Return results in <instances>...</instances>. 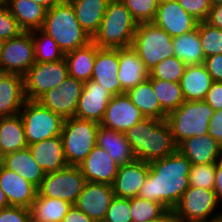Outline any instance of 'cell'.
Listing matches in <instances>:
<instances>
[{"label": "cell", "instance_id": "60d3db41", "mask_svg": "<svg viewBox=\"0 0 222 222\" xmlns=\"http://www.w3.org/2000/svg\"><path fill=\"white\" fill-rule=\"evenodd\" d=\"M126 139L132 147L136 159L146 162L148 139V118L135 124L125 132Z\"/></svg>", "mask_w": 222, "mask_h": 222}, {"label": "cell", "instance_id": "6da1fadb", "mask_svg": "<svg viewBox=\"0 0 222 222\" xmlns=\"http://www.w3.org/2000/svg\"><path fill=\"white\" fill-rule=\"evenodd\" d=\"M191 162L178 149L171 155L149 162V172L138 197L173 209L190 186Z\"/></svg>", "mask_w": 222, "mask_h": 222}, {"label": "cell", "instance_id": "484cf974", "mask_svg": "<svg viewBox=\"0 0 222 222\" xmlns=\"http://www.w3.org/2000/svg\"><path fill=\"white\" fill-rule=\"evenodd\" d=\"M96 145L102 147L119 166L129 164L136 159L125 133L99 125Z\"/></svg>", "mask_w": 222, "mask_h": 222}, {"label": "cell", "instance_id": "91938a15", "mask_svg": "<svg viewBox=\"0 0 222 222\" xmlns=\"http://www.w3.org/2000/svg\"><path fill=\"white\" fill-rule=\"evenodd\" d=\"M212 6L213 5H218V4H221L222 3V0H210Z\"/></svg>", "mask_w": 222, "mask_h": 222}, {"label": "cell", "instance_id": "e0dca14e", "mask_svg": "<svg viewBox=\"0 0 222 222\" xmlns=\"http://www.w3.org/2000/svg\"><path fill=\"white\" fill-rule=\"evenodd\" d=\"M113 95L93 80L85 81L75 117L101 123Z\"/></svg>", "mask_w": 222, "mask_h": 222}, {"label": "cell", "instance_id": "30bf717a", "mask_svg": "<svg viewBox=\"0 0 222 222\" xmlns=\"http://www.w3.org/2000/svg\"><path fill=\"white\" fill-rule=\"evenodd\" d=\"M69 76L65 57L54 62H35L24 75L27 100H38L47 91L58 87Z\"/></svg>", "mask_w": 222, "mask_h": 222}, {"label": "cell", "instance_id": "d6a6232c", "mask_svg": "<svg viewBox=\"0 0 222 222\" xmlns=\"http://www.w3.org/2000/svg\"><path fill=\"white\" fill-rule=\"evenodd\" d=\"M126 94L131 102L140 109L145 118L166 120L167 114L162 110L154 93L150 77L128 90Z\"/></svg>", "mask_w": 222, "mask_h": 222}, {"label": "cell", "instance_id": "f546056e", "mask_svg": "<svg viewBox=\"0 0 222 222\" xmlns=\"http://www.w3.org/2000/svg\"><path fill=\"white\" fill-rule=\"evenodd\" d=\"M7 7L23 31L41 29L47 9L31 0H9Z\"/></svg>", "mask_w": 222, "mask_h": 222}, {"label": "cell", "instance_id": "e575fe53", "mask_svg": "<svg viewBox=\"0 0 222 222\" xmlns=\"http://www.w3.org/2000/svg\"><path fill=\"white\" fill-rule=\"evenodd\" d=\"M174 56L186 65L203 64L205 56L197 27L181 36L173 38Z\"/></svg>", "mask_w": 222, "mask_h": 222}, {"label": "cell", "instance_id": "b9f144b4", "mask_svg": "<svg viewBox=\"0 0 222 222\" xmlns=\"http://www.w3.org/2000/svg\"><path fill=\"white\" fill-rule=\"evenodd\" d=\"M130 11L137 23L153 22L159 0H120Z\"/></svg>", "mask_w": 222, "mask_h": 222}, {"label": "cell", "instance_id": "5bb4252c", "mask_svg": "<svg viewBox=\"0 0 222 222\" xmlns=\"http://www.w3.org/2000/svg\"><path fill=\"white\" fill-rule=\"evenodd\" d=\"M153 22L172 38L194 30L198 24V21L183 10L177 0L159 1Z\"/></svg>", "mask_w": 222, "mask_h": 222}, {"label": "cell", "instance_id": "f5cc1de1", "mask_svg": "<svg viewBox=\"0 0 222 222\" xmlns=\"http://www.w3.org/2000/svg\"><path fill=\"white\" fill-rule=\"evenodd\" d=\"M206 22L211 26L222 29V3L212 6Z\"/></svg>", "mask_w": 222, "mask_h": 222}, {"label": "cell", "instance_id": "7dc6e473", "mask_svg": "<svg viewBox=\"0 0 222 222\" xmlns=\"http://www.w3.org/2000/svg\"><path fill=\"white\" fill-rule=\"evenodd\" d=\"M30 209L25 207L10 206L0 209V222H30Z\"/></svg>", "mask_w": 222, "mask_h": 222}, {"label": "cell", "instance_id": "8992f818", "mask_svg": "<svg viewBox=\"0 0 222 222\" xmlns=\"http://www.w3.org/2000/svg\"><path fill=\"white\" fill-rule=\"evenodd\" d=\"M99 125L76 117L64 120L60 136L69 166H78L96 146Z\"/></svg>", "mask_w": 222, "mask_h": 222}, {"label": "cell", "instance_id": "6125c7cd", "mask_svg": "<svg viewBox=\"0 0 222 222\" xmlns=\"http://www.w3.org/2000/svg\"><path fill=\"white\" fill-rule=\"evenodd\" d=\"M9 0H0V4H7Z\"/></svg>", "mask_w": 222, "mask_h": 222}, {"label": "cell", "instance_id": "6f0895ef", "mask_svg": "<svg viewBox=\"0 0 222 222\" xmlns=\"http://www.w3.org/2000/svg\"><path fill=\"white\" fill-rule=\"evenodd\" d=\"M10 207L8 198L2 188L0 187V209Z\"/></svg>", "mask_w": 222, "mask_h": 222}, {"label": "cell", "instance_id": "d590c367", "mask_svg": "<svg viewBox=\"0 0 222 222\" xmlns=\"http://www.w3.org/2000/svg\"><path fill=\"white\" fill-rule=\"evenodd\" d=\"M151 84L162 110L167 115L185 102L179 82L151 79Z\"/></svg>", "mask_w": 222, "mask_h": 222}, {"label": "cell", "instance_id": "ba28073f", "mask_svg": "<svg viewBox=\"0 0 222 222\" xmlns=\"http://www.w3.org/2000/svg\"><path fill=\"white\" fill-rule=\"evenodd\" d=\"M19 114L28 145L61 135L64 119L39 101L26 99Z\"/></svg>", "mask_w": 222, "mask_h": 222}, {"label": "cell", "instance_id": "83f0119b", "mask_svg": "<svg viewBox=\"0 0 222 222\" xmlns=\"http://www.w3.org/2000/svg\"><path fill=\"white\" fill-rule=\"evenodd\" d=\"M4 167L25 178L37 189L46 174L35 161L28 147L5 154Z\"/></svg>", "mask_w": 222, "mask_h": 222}, {"label": "cell", "instance_id": "ab89813d", "mask_svg": "<svg viewBox=\"0 0 222 222\" xmlns=\"http://www.w3.org/2000/svg\"><path fill=\"white\" fill-rule=\"evenodd\" d=\"M186 64L177 57H169L159 62L149 71L151 79H161L169 82H179L184 74Z\"/></svg>", "mask_w": 222, "mask_h": 222}, {"label": "cell", "instance_id": "816d5d0a", "mask_svg": "<svg viewBox=\"0 0 222 222\" xmlns=\"http://www.w3.org/2000/svg\"><path fill=\"white\" fill-rule=\"evenodd\" d=\"M62 222H96V221L87 216L75 205H72L69 211L62 219Z\"/></svg>", "mask_w": 222, "mask_h": 222}, {"label": "cell", "instance_id": "bcb514c9", "mask_svg": "<svg viewBox=\"0 0 222 222\" xmlns=\"http://www.w3.org/2000/svg\"><path fill=\"white\" fill-rule=\"evenodd\" d=\"M180 6L196 21H206L212 8L210 0H177Z\"/></svg>", "mask_w": 222, "mask_h": 222}, {"label": "cell", "instance_id": "d4e9b609", "mask_svg": "<svg viewBox=\"0 0 222 222\" xmlns=\"http://www.w3.org/2000/svg\"><path fill=\"white\" fill-rule=\"evenodd\" d=\"M148 78L149 71L137 52L131 46L119 48L118 79L123 88V94Z\"/></svg>", "mask_w": 222, "mask_h": 222}, {"label": "cell", "instance_id": "277c9868", "mask_svg": "<svg viewBox=\"0 0 222 222\" xmlns=\"http://www.w3.org/2000/svg\"><path fill=\"white\" fill-rule=\"evenodd\" d=\"M213 113V108L204 100L185 101L169 113L166 121L171 128L176 146L191 137L206 135Z\"/></svg>", "mask_w": 222, "mask_h": 222}, {"label": "cell", "instance_id": "9f6ffc18", "mask_svg": "<svg viewBox=\"0 0 222 222\" xmlns=\"http://www.w3.org/2000/svg\"><path fill=\"white\" fill-rule=\"evenodd\" d=\"M37 4L42 5L47 10L55 6L56 4L60 3L62 0H31Z\"/></svg>", "mask_w": 222, "mask_h": 222}, {"label": "cell", "instance_id": "f1b7e54d", "mask_svg": "<svg viewBox=\"0 0 222 222\" xmlns=\"http://www.w3.org/2000/svg\"><path fill=\"white\" fill-rule=\"evenodd\" d=\"M75 11L77 21L93 38L98 32L110 0H68Z\"/></svg>", "mask_w": 222, "mask_h": 222}, {"label": "cell", "instance_id": "680465c9", "mask_svg": "<svg viewBox=\"0 0 222 222\" xmlns=\"http://www.w3.org/2000/svg\"><path fill=\"white\" fill-rule=\"evenodd\" d=\"M3 167H4V155L0 151V171L3 169Z\"/></svg>", "mask_w": 222, "mask_h": 222}, {"label": "cell", "instance_id": "94428289", "mask_svg": "<svg viewBox=\"0 0 222 222\" xmlns=\"http://www.w3.org/2000/svg\"><path fill=\"white\" fill-rule=\"evenodd\" d=\"M4 41H5V40H3L2 38H0V56H1L2 49H3Z\"/></svg>", "mask_w": 222, "mask_h": 222}, {"label": "cell", "instance_id": "4dcf8cb0", "mask_svg": "<svg viewBox=\"0 0 222 222\" xmlns=\"http://www.w3.org/2000/svg\"><path fill=\"white\" fill-rule=\"evenodd\" d=\"M28 147L20 114L0 117V151L3 155Z\"/></svg>", "mask_w": 222, "mask_h": 222}, {"label": "cell", "instance_id": "9a60e30c", "mask_svg": "<svg viewBox=\"0 0 222 222\" xmlns=\"http://www.w3.org/2000/svg\"><path fill=\"white\" fill-rule=\"evenodd\" d=\"M118 72L119 49L99 48L96 45V58L91 80L100 84L113 96L123 94Z\"/></svg>", "mask_w": 222, "mask_h": 222}, {"label": "cell", "instance_id": "4316f807", "mask_svg": "<svg viewBox=\"0 0 222 222\" xmlns=\"http://www.w3.org/2000/svg\"><path fill=\"white\" fill-rule=\"evenodd\" d=\"M213 82L204 64L187 65L180 81L185 101L204 100Z\"/></svg>", "mask_w": 222, "mask_h": 222}, {"label": "cell", "instance_id": "f35d334b", "mask_svg": "<svg viewBox=\"0 0 222 222\" xmlns=\"http://www.w3.org/2000/svg\"><path fill=\"white\" fill-rule=\"evenodd\" d=\"M167 208L161 203H156L139 197L130 199V213L132 222H148L159 217Z\"/></svg>", "mask_w": 222, "mask_h": 222}, {"label": "cell", "instance_id": "db71d44e", "mask_svg": "<svg viewBox=\"0 0 222 222\" xmlns=\"http://www.w3.org/2000/svg\"><path fill=\"white\" fill-rule=\"evenodd\" d=\"M217 201L222 205V160L218 161L215 166V179L213 188Z\"/></svg>", "mask_w": 222, "mask_h": 222}, {"label": "cell", "instance_id": "11a10c76", "mask_svg": "<svg viewBox=\"0 0 222 222\" xmlns=\"http://www.w3.org/2000/svg\"><path fill=\"white\" fill-rule=\"evenodd\" d=\"M180 219L177 217L175 211L173 209H167L163 214L159 217L150 220L148 222H178Z\"/></svg>", "mask_w": 222, "mask_h": 222}, {"label": "cell", "instance_id": "7a4b0ae2", "mask_svg": "<svg viewBox=\"0 0 222 222\" xmlns=\"http://www.w3.org/2000/svg\"><path fill=\"white\" fill-rule=\"evenodd\" d=\"M41 30L58 44L65 54L92 41L77 21L72 4L62 0L46 12Z\"/></svg>", "mask_w": 222, "mask_h": 222}, {"label": "cell", "instance_id": "cb8c5ba5", "mask_svg": "<svg viewBox=\"0 0 222 222\" xmlns=\"http://www.w3.org/2000/svg\"><path fill=\"white\" fill-rule=\"evenodd\" d=\"M25 101L24 76L2 73L0 75V117L19 114Z\"/></svg>", "mask_w": 222, "mask_h": 222}, {"label": "cell", "instance_id": "f6af8a7d", "mask_svg": "<svg viewBox=\"0 0 222 222\" xmlns=\"http://www.w3.org/2000/svg\"><path fill=\"white\" fill-rule=\"evenodd\" d=\"M23 30L12 16L6 4H0V38L8 40L17 37Z\"/></svg>", "mask_w": 222, "mask_h": 222}, {"label": "cell", "instance_id": "ac0fdd59", "mask_svg": "<svg viewBox=\"0 0 222 222\" xmlns=\"http://www.w3.org/2000/svg\"><path fill=\"white\" fill-rule=\"evenodd\" d=\"M87 182L112 185L119 165L100 146L96 145L78 165Z\"/></svg>", "mask_w": 222, "mask_h": 222}, {"label": "cell", "instance_id": "8fae6325", "mask_svg": "<svg viewBox=\"0 0 222 222\" xmlns=\"http://www.w3.org/2000/svg\"><path fill=\"white\" fill-rule=\"evenodd\" d=\"M35 62L32 31H23L17 37L4 41L0 56L3 73L24 76Z\"/></svg>", "mask_w": 222, "mask_h": 222}, {"label": "cell", "instance_id": "ffe728a7", "mask_svg": "<svg viewBox=\"0 0 222 222\" xmlns=\"http://www.w3.org/2000/svg\"><path fill=\"white\" fill-rule=\"evenodd\" d=\"M177 150L171 128L166 120L148 118L146 162L165 158Z\"/></svg>", "mask_w": 222, "mask_h": 222}, {"label": "cell", "instance_id": "2e32d148", "mask_svg": "<svg viewBox=\"0 0 222 222\" xmlns=\"http://www.w3.org/2000/svg\"><path fill=\"white\" fill-rule=\"evenodd\" d=\"M113 197L112 185L86 182L74 205L96 222H103Z\"/></svg>", "mask_w": 222, "mask_h": 222}, {"label": "cell", "instance_id": "74e56055", "mask_svg": "<svg viewBox=\"0 0 222 222\" xmlns=\"http://www.w3.org/2000/svg\"><path fill=\"white\" fill-rule=\"evenodd\" d=\"M197 29L205 58L222 54V29L211 26L206 21L198 22Z\"/></svg>", "mask_w": 222, "mask_h": 222}, {"label": "cell", "instance_id": "603a6c76", "mask_svg": "<svg viewBox=\"0 0 222 222\" xmlns=\"http://www.w3.org/2000/svg\"><path fill=\"white\" fill-rule=\"evenodd\" d=\"M28 148L35 161L45 173L62 170L69 166L64 155L61 136L29 144Z\"/></svg>", "mask_w": 222, "mask_h": 222}, {"label": "cell", "instance_id": "c3c4849f", "mask_svg": "<svg viewBox=\"0 0 222 222\" xmlns=\"http://www.w3.org/2000/svg\"><path fill=\"white\" fill-rule=\"evenodd\" d=\"M203 64L214 82H222V54L206 57Z\"/></svg>", "mask_w": 222, "mask_h": 222}, {"label": "cell", "instance_id": "7bdbcfd3", "mask_svg": "<svg viewBox=\"0 0 222 222\" xmlns=\"http://www.w3.org/2000/svg\"><path fill=\"white\" fill-rule=\"evenodd\" d=\"M216 163L217 162L199 165L191 164L189 173L190 186L204 189H213Z\"/></svg>", "mask_w": 222, "mask_h": 222}, {"label": "cell", "instance_id": "1f68e13d", "mask_svg": "<svg viewBox=\"0 0 222 222\" xmlns=\"http://www.w3.org/2000/svg\"><path fill=\"white\" fill-rule=\"evenodd\" d=\"M95 58L96 44L93 41L83 47L65 53L69 76L83 82L89 81L92 77Z\"/></svg>", "mask_w": 222, "mask_h": 222}, {"label": "cell", "instance_id": "44dd1931", "mask_svg": "<svg viewBox=\"0 0 222 222\" xmlns=\"http://www.w3.org/2000/svg\"><path fill=\"white\" fill-rule=\"evenodd\" d=\"M0 187L6 194L10 206L28 209H30L38 193L33 184L5 167L0 171Z\"/></svg>", "mask_w": 222, "mask_h": 222}, {"label": "cell", "instance_id": "d6986e66", "mask_svg": "<svg viewBox=\"0 0 222 222\" xmlns=\"http://www.w3.org/2000/svg\"><path fill=\"white\" fill-rule=\"evenodd\" d=\"M149 172V163L135 159L129 164L119 166L112 184L114 196L131 199L138 197Z\"/></svg>", "mask_w": 222, "mask_h": 222}, {"label": "cell", "instance_id": "8d00e7d4", "mask_svg": "<svg viewBox=\"0 0 222 222\" xmlns=\"http://www.w3.org/2000/svg\"><path fill=\"white\" fill-rule=\"evenodd\" d=\"M36 62H54L65 57L58 44L41 29L32 31Z\"/></svg>", "mask_w": 222, "mask_h": 222}, {"label": "cell", "instance_id": "4fadbf2b", "mask_svg": "<svg viewBox=\"0 0 222 222\" xmlns=\"http://www.w3.org/2000/svg\"><path fill=\"white\" fill-rule=\"evenodd\" d=\"M144 118L140 109L135 106L128 95L124 93L112 97L100 125L125 133Z\"/></svg>", "mask_w": 222, "mask_h": 222}, {"label": "cell", "instance_id": "5b68a950", "mask_svg": "<svg viewBox=\"0 0 222 222\" xmlns=\"http://www.w3.org/2000/svg\"><path fill=\"white\" fill-rule=\"evenodd\" d=\"M131 47L148 71L164 59L174 57L173 38L154 22L138 23Z\"/></svg>", "mask_w": 222, "mask_h": 222}, {"label": "cell", "instance_id": "f907efd6", "mask_svg": "<svg viewBox=\"0 0 222 222\" xmlns=\"http://www.w3.org/2000/svg\"><path fill=\"white\" fill-rule=\"evenodd\" d=\"M208 126V134L222 147V110L214 111Z\"/></svg>", "mask_w": 222, "mask_h": 222}, {"label": "cell", "instance_id": "7c38bea8", "mask_svg": "<svg viewBox=\"0 0 222 222\" xmlns=\"http://www.w3.org/2000/svg\"><path fill=\"white\" fill-rule=\"evenodd\" d=\"M84 82L68 76L58 87L47 91L37 101L64 120L75 117Z\"/></svg>", "mask_w": 222, "mask_h": 222}, {"label": "cell", "instance_id": "9c48e42d", "mask_svg": "<svg viewBox=\"0 0 222 222\" xmlns=\"http://www.w3.org/2000/svg\"><path fill=\"white\" fill-rule=\"evenodd\" d=\"M86 182L78 166H67L62 170L46 173L37 194L42 197L58 198L74 205Z\"/></svg>", "mask_w": 222, "mask_h": 222}, {"label": "cell", "instance_id": "3957f363", "mask_svg": "<svg viewBox=\"0 0 222 222\" xmlns=\"http://www.w3.org/2000/svg\"><path fill=\"white\" fill-rule=\"evenodd\" d=\"M138 23L120 0L108 2L105 15L92 41L99 48L119 49L132 45Z\"/></svg>", "mask_w": 222, "mask_h": 222}, {"label": "cell", "instance_id": "ee69618b", "mask_svg": "<svg viewBox=\"0 0 222 222\" xmlns=\"http://www.w3.org/2000/svg\"><path fill=\"white\" fill-rule=\"evenodd\" d=\"M103 222H132L130 199L114 196Z\"/></svg>", "mask_w": 222, "mask_h": 222}, {"label": "cell", "instance_id": "52a82bcc", "mask_svg": "<svg viewBox=\"0 0 222 222\" xmlns=\"http://www.w3.org/2000/svg\"><path fill=\"white\" fill-rule=\"evenodd\" d=\"M173 210L185 222H220L222 215L214 190L193 186L188 187Z\"/></svg>", "mask_w": 222, "mask_h": 222}, {"label": "cell", "instance_id": "836d02e7", "mask_svg": "<svg viewBox=\"0 0 222 222\" xmlns=\"http://www.w3.org/2000/svg\"><path fill=\"white\" fill-rule=\"evenodd\" d=\"M72 205L68 201L37 194L30 207L31 219L37 222H62Z\"/></svg>", "mask_w": 222, "mask_h": 222}, {"label": "cell", "instance_id": "7402d4cb", "mask_svg": "<svg viewBox=\"0 0 222 222\" xmlns=\"http://www.w3.org/2000/svg\"><path fill=\"white\" fill-rule=\"evenodd\" d=\"M177 149L191 164H207L222 160V147L208 133L191 137L183 141Z\"/></svg>", "mask_w": 222, "mask_h": 222}, {"label": "cell", "instance_id": "681fc988", "mask_svg": "<svg viewBox=\"0 0 222 222\" xmlns=\"http://www.w3.org/2000/svg\"><path fill=\"white\" fill-rule=\"evenodd\" d=\"M214 111L222 110V82H213L204 99Z\"/></svg>", "mask_w": 222, "mask_h": 222}]
</instances>
